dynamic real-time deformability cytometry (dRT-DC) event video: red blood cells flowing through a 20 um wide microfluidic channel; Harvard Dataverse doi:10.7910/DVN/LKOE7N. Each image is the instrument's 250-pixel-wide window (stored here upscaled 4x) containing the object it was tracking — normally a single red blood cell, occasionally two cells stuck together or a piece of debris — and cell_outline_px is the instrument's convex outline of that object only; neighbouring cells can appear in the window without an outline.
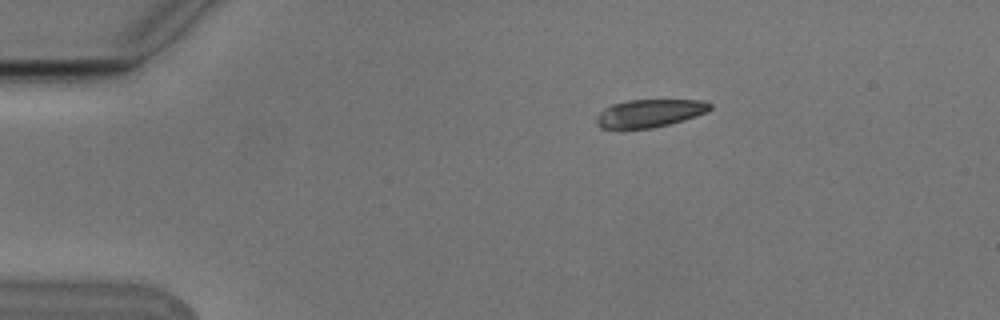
{"species": "Egyptian fruit bat (a non-hibernating species)", "species_latin": "Rousettus aegyptiacus", "temperature_condition": "cold", "stored_images_in_passage": 2, "camera_frame_rate_fps": 3000, "um_per_image_px": 0.085, "animal": {"sex": "male"}, "frame": {"image": 1, "passage_image": 1, "time_ms": 0.0, "image_size_px": [1000, 320], "cell_outline_px": [[712, 108], [708, 112], [684, 120], [652, 128], [600, 128], [596, 124], [596, 120], [600, 112], [604, 108], [612, 104], [628, 100], [700, 100], [712, 104]], "centroid_in_image_um": [55.23, 9.62], "position_along_channel_um": 29.8, "area_um2": 18.38}}